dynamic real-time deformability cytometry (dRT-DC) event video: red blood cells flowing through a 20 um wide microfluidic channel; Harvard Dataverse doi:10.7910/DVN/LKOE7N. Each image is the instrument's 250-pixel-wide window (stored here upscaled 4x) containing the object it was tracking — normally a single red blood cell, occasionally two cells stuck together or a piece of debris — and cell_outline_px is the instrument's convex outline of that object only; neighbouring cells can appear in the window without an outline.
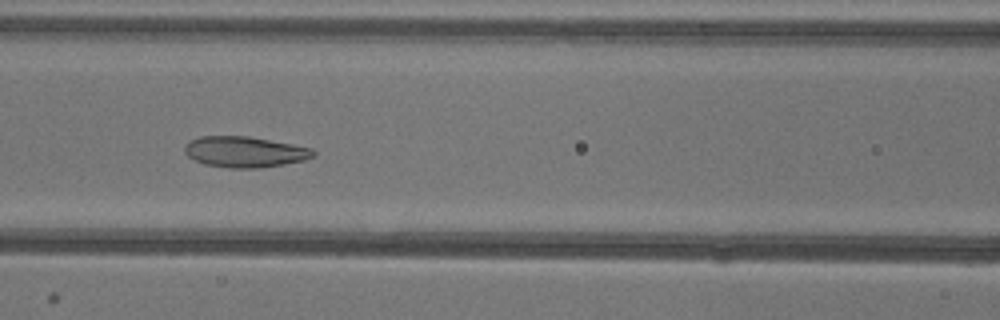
{"species": "common noctule bat (a hibernating species)", "species_latin": "Nyctalus noctula", "temperature_condition": "warm", "stored_images_in_passage": 52, "camera_frame_rate_fps": 3000, "um_per_image_px": 0.085, "animal": {"sex": "female"}, "frame": {"image": 1, "passage_image": 22, "time_ms": 7.0, "image_size_px": [1000, 320], "cell_outline_px": [[316, 156], [304, 160], [284, 164], [256, 168], [228, 168], [204, 164], [188, 156], [184, 152], [184, 144], [200, 136], [248, 136], [292, 144], [312, 148], [316, 152]], "centroid_in_image_um": [20.81, 12.91], "position_along_channel_um": 145.8, "area_um2": 23.12}}
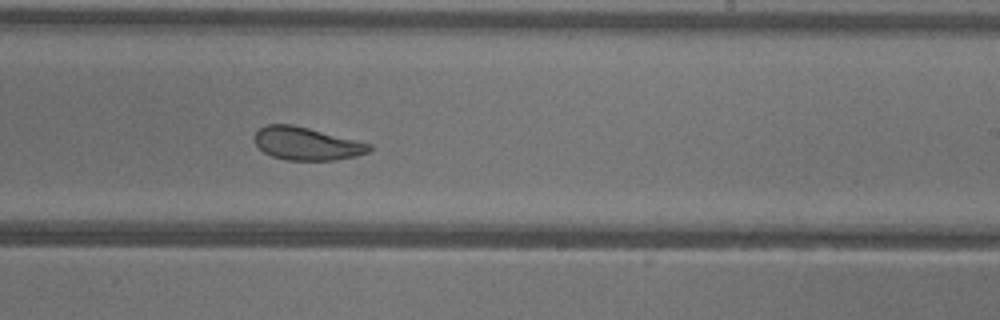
{"frame": {"image": 2, "passage_image": 31, "time_ms": 10.0, "image_size_px": [1000, 320], "cell_outline_px": [[372, 148], [368, 152], [356, 156], [336, 160], [288, 160], [272, 156], [264, 152], [256, 144], [252, 136], [260, 128], [268, 124], [292, 124], [372, 144]], "centroid_in_image_um": [26.05, 12.21], "position_along_channel_um": 263.0, "area_um2": 21.91}}
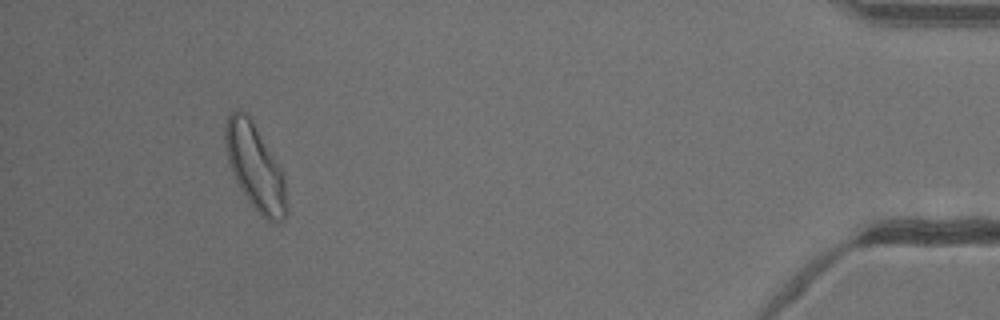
{"frame": {"image": 3, "passage_image": 48, "time_ms": 15.667, "image_size_px": [1000, 320], "cell_outline_px": [[288, 212], [284, 220], [276, 224], [272, 224], [248, 200], [240, 188], [232, 172], [228, 160], [224, 144], [224, 128], [228, 116], [236, 108], [244, 112], [252, 120], [280, 168], [284, 180]], "centroid_in_image_um": [21.68, 14.21], "position_along_channel_um": 413.5, "area_um2": 30.23}, "authors_computed_cell_mechanics": {"area_um2": 26.3279, "velocity_mm_per_s": 3.9167, "shape_relaxation_time_tau1_ms": 4.8575, "shape_relaxation_time_tau2_ms": 2.3059, "deformation_change_tau1": 0.1304, "deformation_change_tau2": 0.0787}}